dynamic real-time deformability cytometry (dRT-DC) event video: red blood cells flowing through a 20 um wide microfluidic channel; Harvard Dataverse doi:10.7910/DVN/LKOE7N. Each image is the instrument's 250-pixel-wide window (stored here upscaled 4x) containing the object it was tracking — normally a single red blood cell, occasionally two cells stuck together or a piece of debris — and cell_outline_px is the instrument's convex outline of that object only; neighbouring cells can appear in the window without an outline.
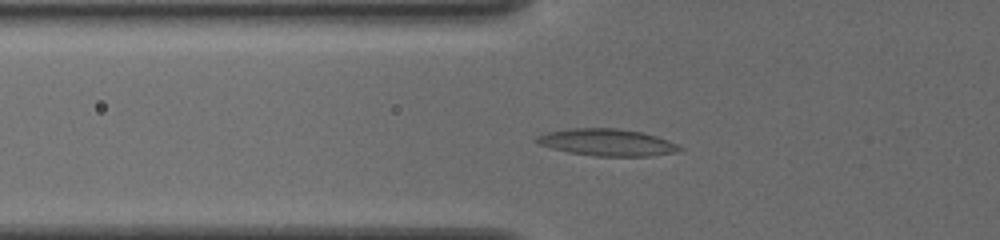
{"species": "common noctule bat (a hibernating species)", "species_latin": "Nyctalus noctula", "temperature_condition": "cold", "stored_images_in_passage": 47, "camera_frame_rate_fps": 3000, "um_per_image_px": 0.085, "animal": {"sex": "female", "body_mass_g": 19.5, "forearm_length_mm": 54.1}, "frame": {"image": 1, "passage_image": 13, "time_ms": 4.0, "image_size_px": [1000, 240], "cell_outline_px": [[684, 148], [676, 152], [652, 156], [592, 156], [568, 152], [552, 148], [540, 144], [532, 140], [536, 136], [544, 132], [572, 128], [616, 128], [640, 132], [656, 136], [668, 140]], "centroid_in_image_um": [51.56, 12.1], "position_along_channel_um": 74.2, "area_um2": 22.54}}
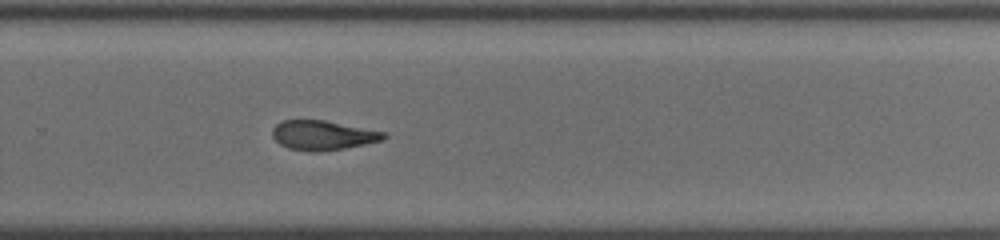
{"frame": {"image": 2, "passage_image": 31, "time_ms": 10.0, "image_size_px": [1000, 240], "cell_outline_px": [[388, 136], [384, 140], [344, 148], [316, 152], [312, 152], [288, 148], [280, 144], [272, 136], [272, 128], [276, 124], [284, 120], [324, 120], [384, 132]], "centroid_in_image_um": [27.42, 11.5], "position_along_channel_um": 302.4, "area_um2": 19.02}}
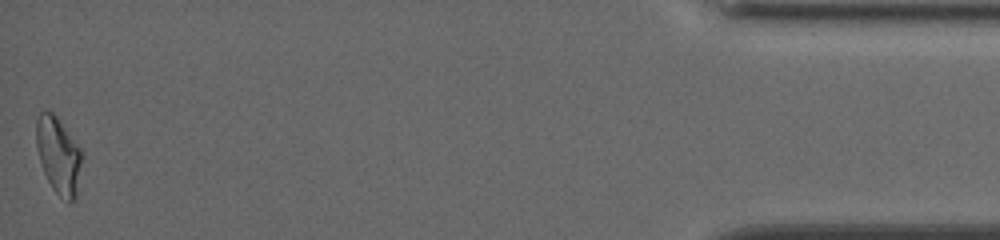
{"frame": {"image": 3, "passage_image": 47, "time_ms": 15.333, "image_size_px": [1000, 240], "cell_outline_px": [[80, 164], [76, 196], [68, 204], [52, 188], [44, 172], [40, 160], [36, 144], [36, 120], [40, 112], [52, 112], [56, 116], [80, 148]], "centroid_in_image_um": [4.94, 13.21], "position_along_channel_um": 430.3, "area_um2": 19.77}, "authors_computed_cell_mechanics": {"area_um2": 19.8254, "velocity_mm_per_s": 3.8357, "shape_relaxation_time_tau1_ms": null, "shape_relaxation_time_tau2_ms": 1.6397, "deformation_change_tau1": null, "deformation_change_tau2": 0.0909}}